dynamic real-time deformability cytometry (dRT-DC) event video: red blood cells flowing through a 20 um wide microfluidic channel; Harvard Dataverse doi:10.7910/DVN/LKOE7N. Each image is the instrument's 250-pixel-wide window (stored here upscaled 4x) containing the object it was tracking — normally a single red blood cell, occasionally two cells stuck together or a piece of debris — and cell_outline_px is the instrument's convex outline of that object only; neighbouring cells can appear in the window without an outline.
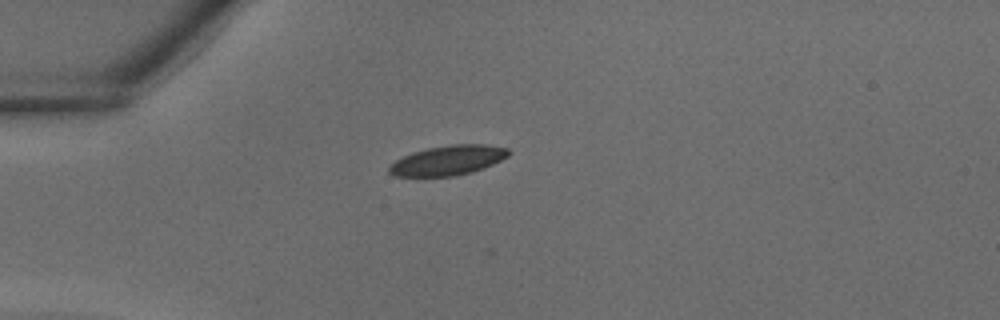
{"species": "common noctule bat (a hibernating species)", "species_latin": "Nyctalus noctula", "temperature_condition": "warm", "stored_images_in_passage": 29, "camera_frame_rate_fps": 3000, "um_per_image_px": 0.085, "animal": {"sex": "male", "body_mass_g": 18.8}, "frame": {"image": 1, "passage_image": 1, "time_ms": 0.0, "image_size_px": [1000, 320], "cell_outline_px": [[512, 152], [508, 156], [492, 164], [472, 172], [452, 176], [392, 176], [388, 172], [388, 168], [396, 160], [412, 152], [428, 148], [448, 144], [488, 144], [508, 148]], "centroid_in_image_um": [38.09, 13.62], "position_along_channel_um": 46.9, "area_um2": 20.69}}
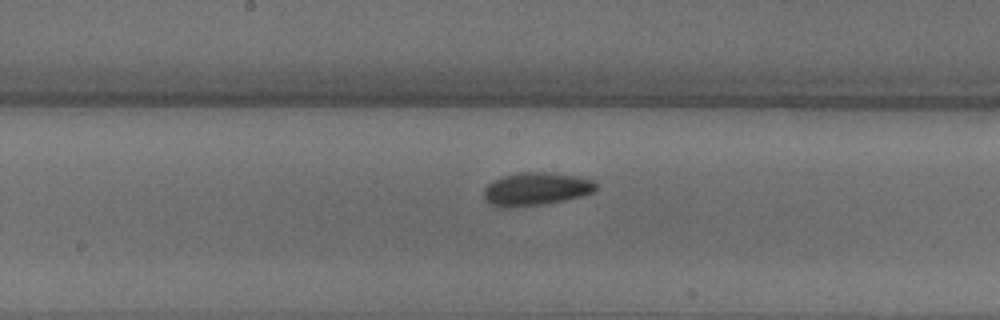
{"frame": {"image": 2, "passage_image": 11, "time_ms": 3.333, "image_size_px": [1000, 320], "cell_outline_px": [[596, 192], [564, 200], [544, 204], [512, 208], [500, 208], [488, 204], [484, 200], [484, 188], [492, 180], [504, 176], [520, 172], [544, 172], [580, 176], [592, 180], [596, 184]], "centroid_in_image_um": [45.52, 16.08], "position_along_channel_um": 202.7, "area_um2": 21.91}}
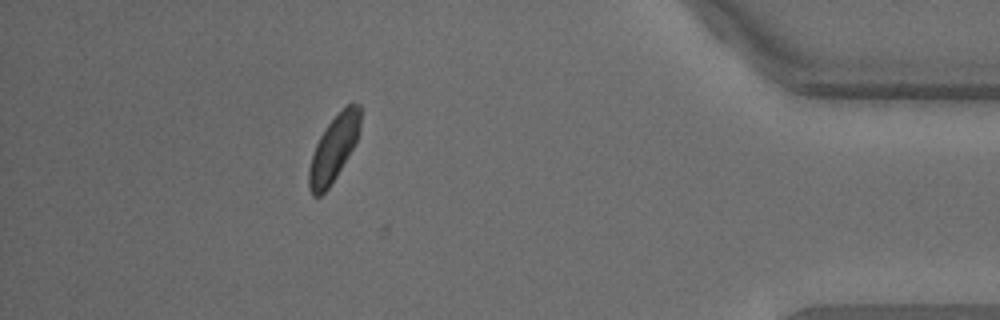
{"frame": {"image": 3, "passage_image": 25, "time_ms": 8.0, "image_size_px": [1000, 320], "cell_outline_px": [[360, 128], [356, 144], [336, 176], [328, 188], [320, 196], [312, 196], [308, 188], [308, 168], [316, 144], [320, 136], [328, 124], [352, 100], [360, 104]], "centroid_in_image_um": [28.37, 12.63], "position_along_channel_um": 406.8, "area_um2": 19.65}}